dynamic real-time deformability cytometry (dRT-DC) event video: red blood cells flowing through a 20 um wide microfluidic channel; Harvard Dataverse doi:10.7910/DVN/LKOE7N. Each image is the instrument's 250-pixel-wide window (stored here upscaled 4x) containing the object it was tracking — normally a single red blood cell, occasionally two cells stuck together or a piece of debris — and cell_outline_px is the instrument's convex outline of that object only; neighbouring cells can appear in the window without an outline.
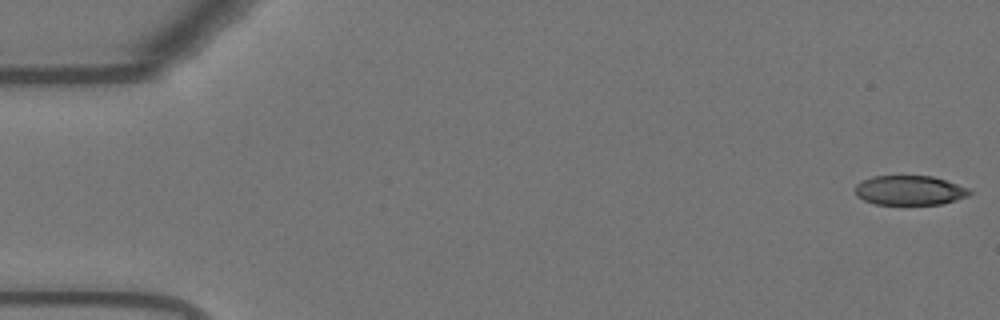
{"species": "Egyptian fruit bat (a non-hibernating species)", "species_latin": "Rousettus aegyptiacus", "temperature_condition": "warm", "stored_images_in_passage": 34, "camera_frame_rate_fps": 3000, "um_per_image_px": 0.085, "animal": {"sex": "female"}, "frame": {"image": 1, "passage_image": 1, "time_ms": 0.0, "image_size_px": [1000, 320], "cell_outline_px": [[972, 192], [968, 196], [940, 204], [876, 204], [864, 200], [856, 196], [856, 184], [872, 176], [932, 176], [968, 188]], "centroid_in_image_um": [77.3, 16.18], "position_along_channel_um": 7.7, "area_um2": 19.42}}
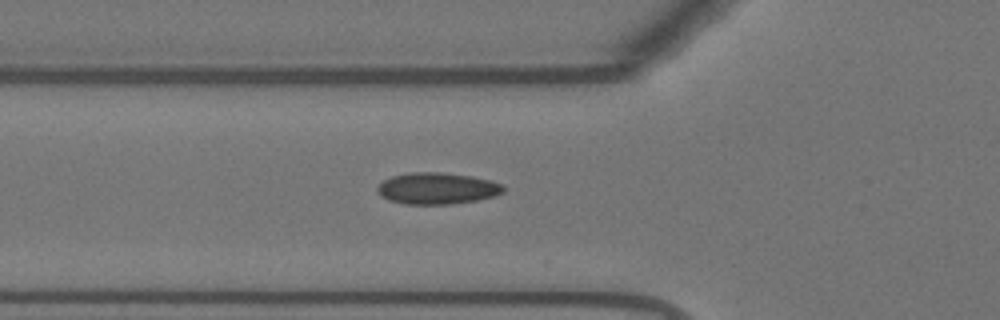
{"frame": {"image": 2, "passage_image": 19, "time_ms": 6.0, "image_size_px": [1000, 320], "cell_outline_px": [[504, 192], [496, 196], [476, 200], [448, 204], [404, 204], [388, 200], [376, 188], [384, 180], [392, 176], [412, 172], [440, 172], [472, 176], [492, 180], [500, 184], [504, 188]], "centroid_in_image_um": [37.19, 16.01], "position_along_channel_um": 88.6, "area_um2": 23.0}}
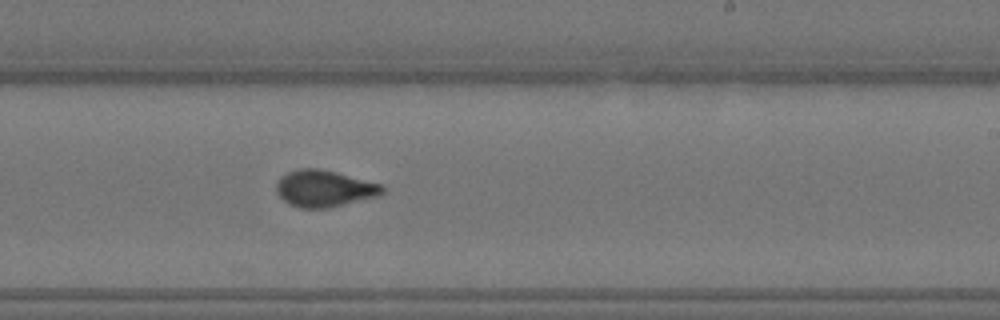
{"frame": {"image": 3, "passage_image": 33, "time_ms": 10.667, "image_size_px": [1000, 320], "cell_outline_px": [[384, 192], [380, 196], [328, 208], [300, 208], [288, 204], [276, 192], [276, 184], [280, 176], [288, 172], [300, 168], [320, 168], [384, 184]], "centroid_in_image_um": [27.59, 16.02], "position_along_channel_um": 261.4, "area_um2": 22.95}}